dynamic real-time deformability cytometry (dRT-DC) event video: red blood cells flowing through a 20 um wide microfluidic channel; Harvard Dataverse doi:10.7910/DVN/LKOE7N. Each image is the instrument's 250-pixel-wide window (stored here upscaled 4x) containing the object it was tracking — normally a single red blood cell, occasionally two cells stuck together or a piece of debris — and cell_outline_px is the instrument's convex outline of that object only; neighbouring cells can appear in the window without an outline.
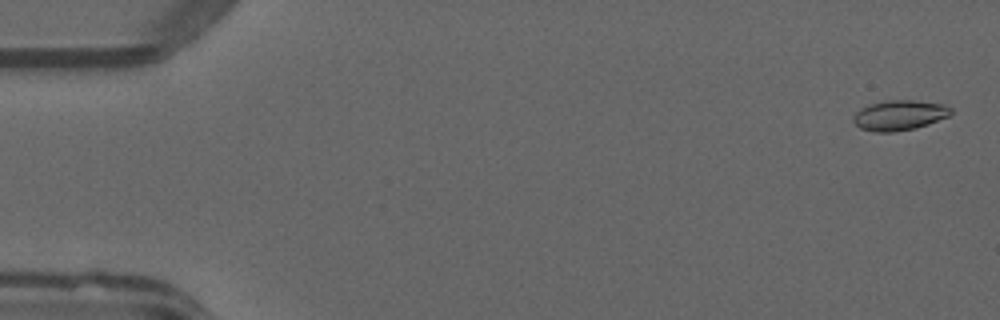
{"species": "common noctule bat (a hibernating species)", "species_latin": "Nyctalus noctula", "temperature_condition": "warm", "stored_images_in_passage": 51, "camera_frame_rate_fps": 3000, "um_per_image_px": 0.085, "animal": {"sex": "male", "forearm_length_mm": 52.5}, "frame": {"image": 1, "passage_image": 2, "time_ms": 0.333, "image_size_px": [1000, 320], "cell_outline_px": [[952, 112], [948, 116], [928, 124], [916, 128], [892, 132], [876, 132], [860, 128], [852, 120], [852, 116], [860, 108], [884, 100], [916, 100], [944, 104], [952, 108]], "centroid_in_image_um": [76.44, 9.79], "position_along_channel_um": 8.6, "area_um2": 17.17}}
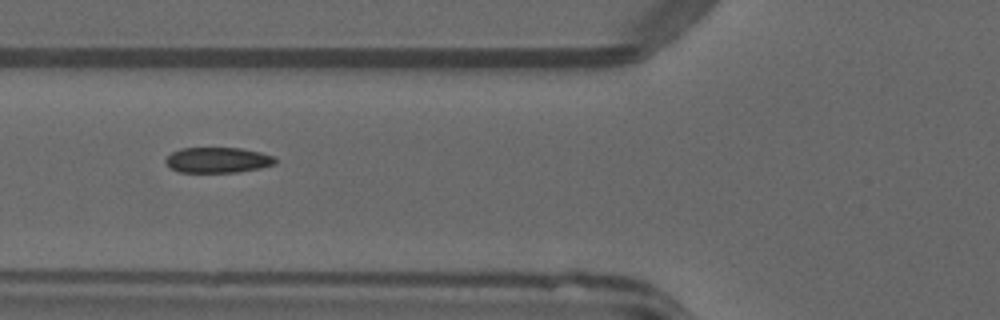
{"frame": {"image": 2, "passage_image": 20, "time_ms": 6.333, "image_size_px": [1000, 320], "cell_outline_px": [[276, 164], [260, 168], [236, 172], [180, 172], [164, 164], [164, 160], [172, 152], [180, 148], [240, 148], [260, 152], [272, 156], [276, 160]], "centroid_in_image_um": [18.48, 13.6], "position_along_channel_um": 107.3, "area_um2": 16.24}}
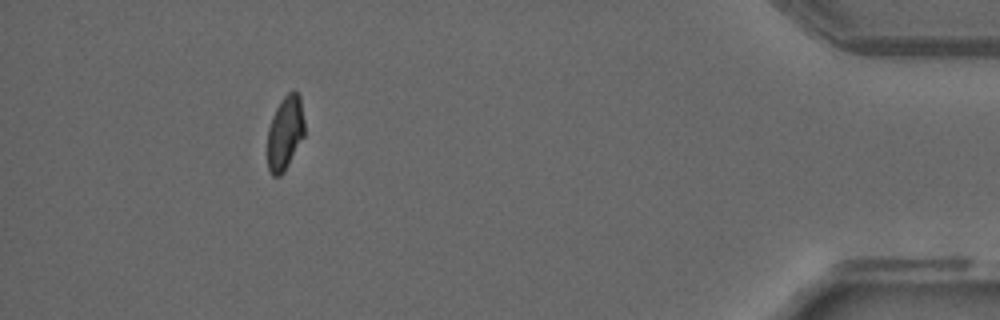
{"frame": {"image": 3, "passage_image": 47, "time_ms": 15.333, "image_size_px": [1000, 320], "cell_outline_px": [[304, 136], [284, 172], [280, 176], [272, 176], [268, 168], [268, 128], [272, 116], [280, 100], [288, 92], [296, 92], [300, 96], [304, 120]], "centroid_in_image_um": [24.23, 11.3], "position_along_channel_um": 411.0, "area_um2": 15.95}, "authors_computed_cell_mechanics": {"area_um2": 16.9932, "velocity_mm_per_s": 4.046, "shape_relaxation_time_tau1_ms": 4.2497, "shape_relaxation_time_tau2_ms": 1.1758, "deformation_change_tau1": 0.1386, "deformation_change_tau2": 0.0398}}